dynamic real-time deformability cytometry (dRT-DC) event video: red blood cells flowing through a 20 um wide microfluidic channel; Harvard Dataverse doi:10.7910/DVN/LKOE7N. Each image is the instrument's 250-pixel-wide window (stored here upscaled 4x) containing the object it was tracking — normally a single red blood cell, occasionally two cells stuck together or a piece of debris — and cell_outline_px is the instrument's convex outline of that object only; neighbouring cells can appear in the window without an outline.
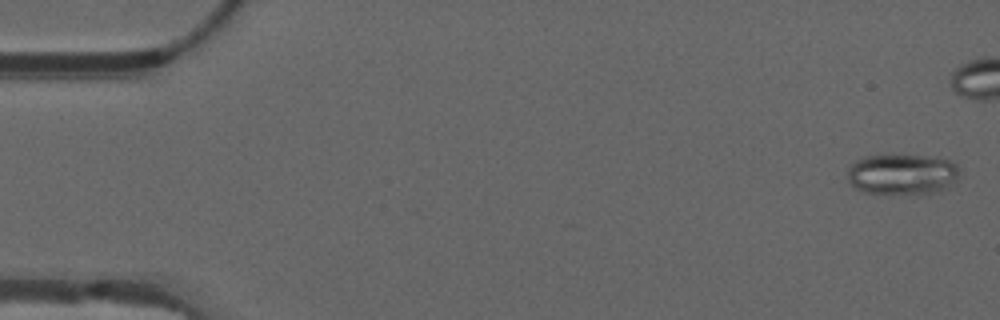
{"species": "common noctule bat (a hibernating species)", "species_latin": "Nyctalus noctula", "temperature_condition": "warm", "stored_images_in_passage": 45, "camera_frame_rate_fps": 3000, "um_per_image_px": 0.085, "animal": {"sex": "male", "forearm_length_mm": 52.5}, "frame": {"image": 1, "passage_image": 2, "time_ms": 0.333, "image_size_px": [1000, 320], "cell_outline_px": [[960, 172], [956, 180], [948, 188], [940, 192], [920, 196], [864, 192], [856, 188], [848, 180], [848, 164], [864, 156], [936, 156], [948, 160], [956, 164], [960, 168]], "centroid_in_image_um": [76.73, 14.85], "position_along_channel_um": 8.3, "area_um2": 27.34}}
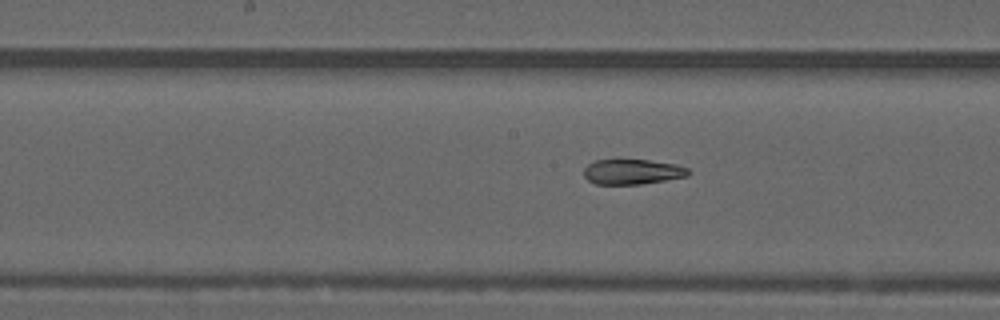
{"frame": {"image": 2, "passage_image": 28, "time_ms": 9.0, "image_size_px": [1000, 320], "cell_outline_px": [[692, 172], [688, 176], [640, 184], [596, 184], [588, 180], [584, 176], [584, 168], [588, 164], [596, 160], [648, 160], [676, 164], [688, 168]], "centroid_in_image_um": [53.77, 14.6], "position_along_channel_um": 194.4, "area_um2": 15.26}}
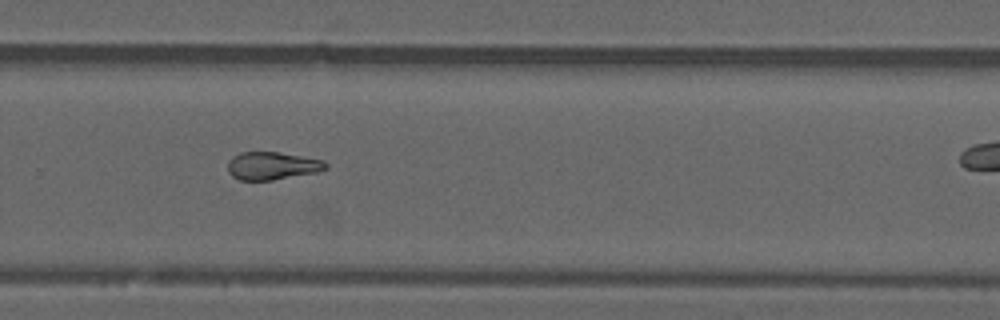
{"frame": {"image": 3, "passage_image": 37, "time_ms": 12.0, "image_size_px": [1000, 320], "cell_outline_px": [[328, 168], [316, 172], [272, 180], [240, 180], [232, 176], [228, 172], [228, 160], [232, 156], [240, 152], [280, 152], [324, 160], [328, 164]], "centroid_in_image_um": [23.12, 14.08], "position_along_channel_um": 306.7, "area_um2": 15.95}}